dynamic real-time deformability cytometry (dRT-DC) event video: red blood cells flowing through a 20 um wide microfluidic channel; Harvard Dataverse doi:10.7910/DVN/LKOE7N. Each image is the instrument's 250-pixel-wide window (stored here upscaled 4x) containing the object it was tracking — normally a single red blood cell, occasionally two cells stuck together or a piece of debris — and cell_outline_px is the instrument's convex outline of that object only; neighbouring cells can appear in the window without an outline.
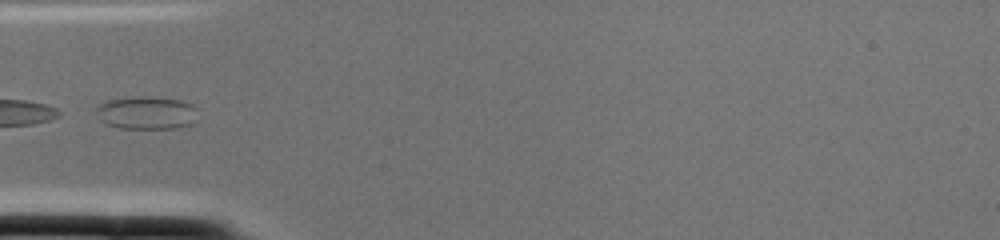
{"species": "common noctule bat (a hibernating species)", "species_latin": "Nyctalus noctula", "temperature_condition": "cold", "stored_images_in_passage": 2, "camera_frame_rate_fps": 3000, "um_per_image_px": 0.085, "animal": {"sex": "female", "body_mass_g": 22.0, "forearm_length_mm": 56.7}, "frame": {"image": 1, "passage_image": 2, "time_ms": 0.333, "image_size_px": [1000, 240], "cell_outline_px": [[196, 120], [192, 124], [176, 128], [120, 128], [104, 124], [100, 120], [96, 112], [96, 108], [100, 104], [108, 100], [132, 96], [136, 96], [184, 100], [192, 104], [196, 108]], "centroid_in_image_um": [12.45, 9.59], "position_along_channel_um": 72.5, "area_um2": 19.65}}